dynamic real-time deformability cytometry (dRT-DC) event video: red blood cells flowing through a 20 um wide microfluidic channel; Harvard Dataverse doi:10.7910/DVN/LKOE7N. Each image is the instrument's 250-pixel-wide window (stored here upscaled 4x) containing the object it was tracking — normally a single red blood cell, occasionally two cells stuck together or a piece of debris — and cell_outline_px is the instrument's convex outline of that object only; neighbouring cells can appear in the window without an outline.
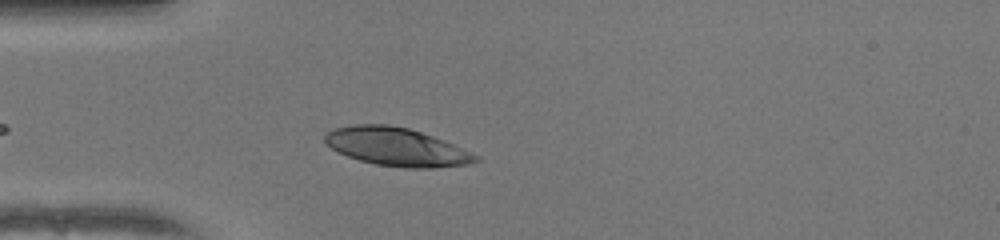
{"species": "human", "species_latin": "Homo sapiens", "temperature_condition": "warm", "stored_images_in_passage": 37, "camera_frame_rate_fps": 3000, "um_per_image_px": 0.085, "donor": {"sex": "female"}, "frame": {"image": 1, "passage_image": 6, "time_ms": 1.667, "image_size_px": [1000, 240], "cell_outline_px": [[480, 160], [468, 164], [432, 168], [404, 168], [376, 164], [360, 160], [348, 156], [332, 148], [324, 140], [324, 136], [332, 128], [356, 124], [388, 124], [408, 128], [444, 140], [480, 156]], "centroid_in_image_um": [33.72, 12.48], "position_along_channel_um": 51.3, "area_um2": 33.41}}
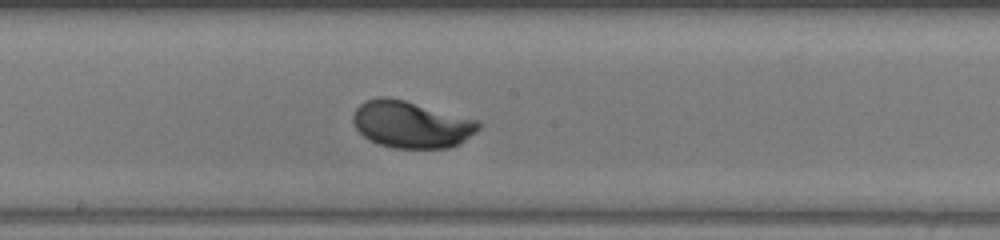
{"frame": {"image": 2, "passage_image": 19, "time_ms": 6.0, "image_size_px": [1000, 240], "cell_outline_px": [[480, 128], [476, 132], [460, 144], [448, 148], [392, 148], [368, 140], [356, 128], [352, 120], [352, 116], [356, 108], [360, 104], [368, 100], [380, 96], [384, 96], [404, 100], [480, 120]], "centroid_in_image_um": [34.97, 10.58], "position_along_channel_um": 213.2, "area_um2": 34.39}}
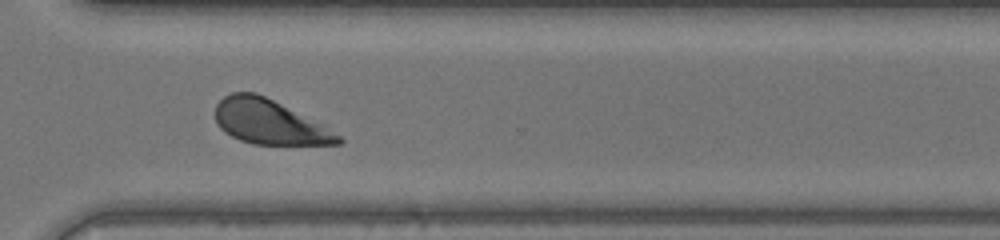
{"frame": {"image": 3, "passage_image": 29, "time_ms": 9.333, "image_size_px": [1000, 240], "cell_outline_px": [[344, 140], [340, 144], [252, 144], [240, 140], [224, 132], [216, 124], [216, 104], [224, 96], [232, 92], [256, 92], [320, 124], [340, 136]], "centroid_in_image_um": [22.82, 10.37], "position_along_channel_um": 347.8, "area_um2": 31.21}, "authors_computed_cell_mechanics": {"area_um2": 33.235, "velocity_mm_per_s": 4.005, "shape_relaxation_time_tau1_ms": 2.0472, "shape_relaxation_time_tau2_ms": null, "deformation_change_tau1": 0.162, "deformation_change_tau2": null}}